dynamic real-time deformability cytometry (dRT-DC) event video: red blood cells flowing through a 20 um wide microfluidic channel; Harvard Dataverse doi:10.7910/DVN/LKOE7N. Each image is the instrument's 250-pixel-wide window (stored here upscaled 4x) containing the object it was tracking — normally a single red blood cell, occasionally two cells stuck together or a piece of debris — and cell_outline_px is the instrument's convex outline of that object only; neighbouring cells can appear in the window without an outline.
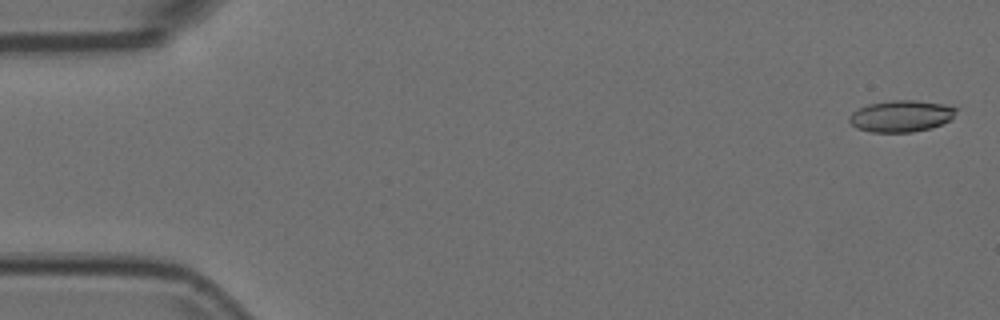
{"species": "Egyptian fruit bat (a non-hibernating species)", "species_latin": "Rousettus aegyptiacus", "temperature_condition": "room temperature", "stored_images_in_passage": 9, "camera_frame_rate_fps": 3000, "um_per_image_px": 0.085, "animal": {"sex": "female"}, "frame": {"image": 1, "passage_image": 2, "time_ms": 0.333, "image_size_px": [1000, 320], "cell_outline_px": [[960, 108], [948, 120], [932, 128], [912, 132], [872, 132], [856, 128], [848, 120], [848, 116], [852, 112], [868, 104], [892, 100], [916, 100], [944, 104]], "centroid_in_image_um": [76.59, 9.86], "position_along_channel_um": 8.4, "area_um2": 19.65}}